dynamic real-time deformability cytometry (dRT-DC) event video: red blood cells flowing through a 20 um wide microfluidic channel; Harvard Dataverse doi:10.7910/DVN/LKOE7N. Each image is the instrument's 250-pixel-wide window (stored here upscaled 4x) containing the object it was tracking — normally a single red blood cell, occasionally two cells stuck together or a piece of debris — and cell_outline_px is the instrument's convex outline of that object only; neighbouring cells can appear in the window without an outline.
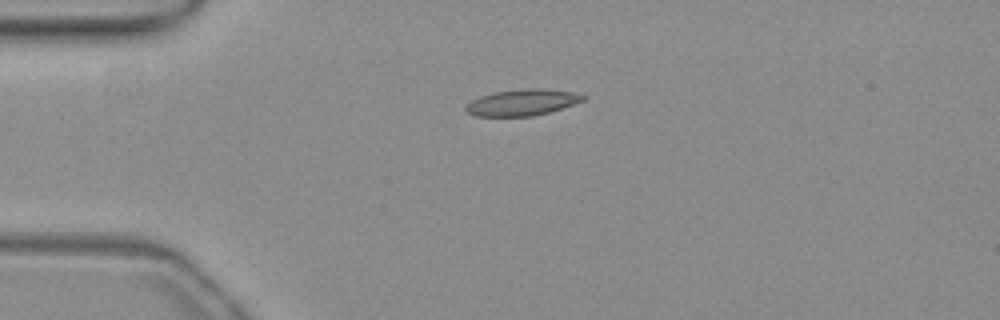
{"species": "common noctule bat (a hibernating species)", "species_latin": "Nyctalus noctula", "temperature_condition": "warm", "stored_images_in_passage": 41, "camera_frame_rate_fps": 3000, "um_per_image_px": 0.085, "animal": {"sex": "female", "body_mass_g": 19.3, "forearm_length_mm": 54.1}, "frame": {"image": 1, "passage_image": 1, "time_ms": 0.0, "image_size_px": [1000, 320], "cell_outline_px": [[588, 96], [584, 100], [548, 112], [532, 116], [476, 116], [468, 112], [464, 108], [472, 100], [480, 96], [492, 92], [524, 88], [540, 88], [572, 92]], "centroid_in_image_um": [44.37, 8.69], "position_along_channel_um": 40.6, "area_um2": 17.8}}
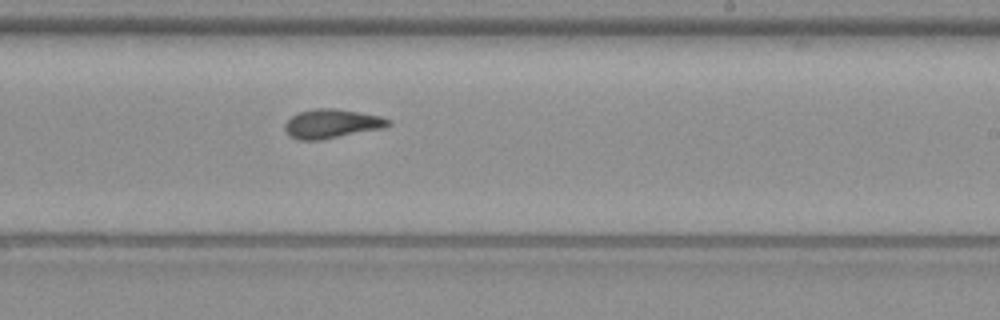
{"frame": {"image": 2, "passage_image": 20, "time_ms": 6.333, "image_size_px": [1000, 320], "cell_outline_px": [[392, 124], [384, 128], [320, 140], [296, 140], [288, 136], [284, 128], [284, 124], [296, 112], [316, 108], [336, 108], [380, 116], [392, 120]], "centroid_in_image_um": [28.18, 10.51], "position_along_channel_um": 260.8, "area_um2": 17.74}}
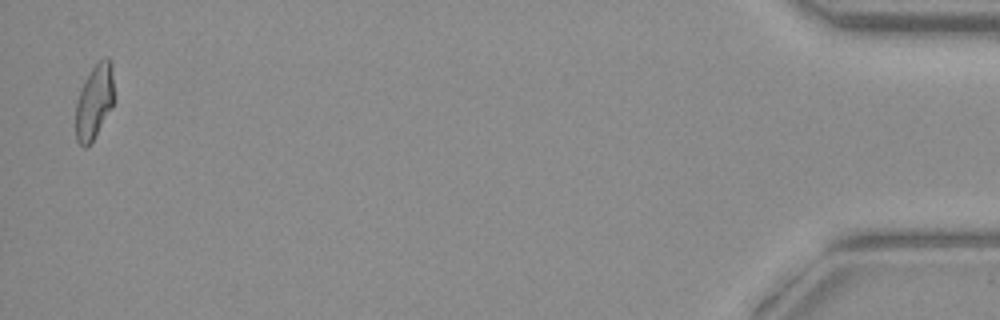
{"frame": {"image": 3, "passage_image": 40, "time_ms": 13.0, "image_size_px": [1000, 320], "cell_outline_px": [[116, 100], [112, 108], [92, 140], [84, 148], [76, 140], [76, 100], [92, 68], [100, 60], [108, 60], [112, 64]], "centroid_in_image_um": [8.06, 8.65], "position_along_channel_um": 427.1, "area_um2": 16.53}, "authors_computed_cell_mechanics": {"area_um2": 17.051, "velocity_mm_per_s": 3.9201, "shape_relaxation_time_tau1_ms": null, "shape_relaxation_time_tau2_ms": 1.738, "deformation_change_tau1": null, "deformation_change_tau2": 0.0979}}